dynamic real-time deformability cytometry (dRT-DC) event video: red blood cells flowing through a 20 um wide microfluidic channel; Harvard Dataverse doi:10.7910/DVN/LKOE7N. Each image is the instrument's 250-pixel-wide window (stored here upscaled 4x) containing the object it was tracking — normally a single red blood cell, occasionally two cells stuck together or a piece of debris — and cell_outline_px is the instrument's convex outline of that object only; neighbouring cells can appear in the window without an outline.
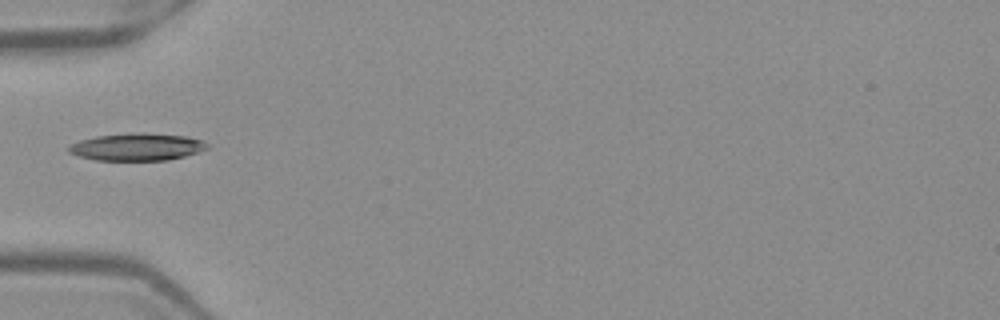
{"species": "Egyptian fruit bat (a non-hibernating species)", "species_latin": "Rousettus aegyptiacus", "temperature_condition": "warm", "stored_images_in_passage": 35, "camera_frame_rate_fps": 3000, "um_per_image_px": 0.085, "frame": {"image": 1, "passage_image": 1, "time_ms": 0.0, "image_size_px": [1000, 320], "cell_outline_px": [[208, 148], [184, 156], [168, 160], [96, 160], [80, 156], [68, 152], [68, 148], [72, 144], [80, 140], [96, 136], [136, 132], [144, 132], [188, 136], [204, 140], [208, 144]], "centroid_in_image_um": [11.67, 12.47], "position_along_channel_um": 73.3, "area_um2": 22.08}}
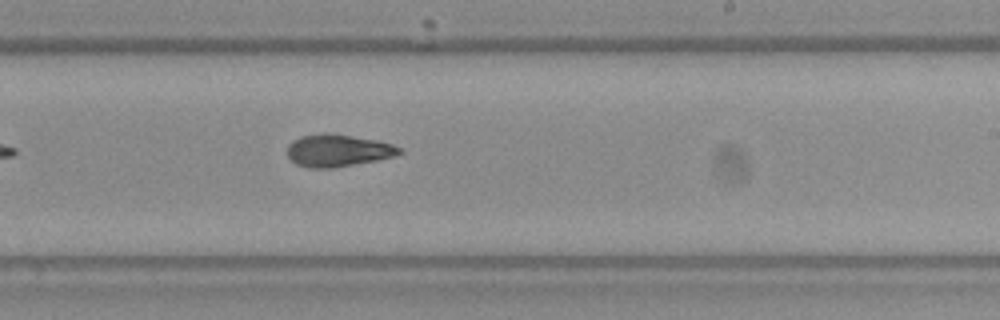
{"frame": {"image": 2, "passage_image": 15, "time_ms": 4.667, "image_size_px": [1000, 320], "cell_outline_px": [[404, 152], [396, 156], [376, 160], [332, 168], [308, 168], [296, 164], [288, 156], [288, 144], [292, 140], [300, 136], [328, 132], [376, 140], [392, 144], [404, 148]], "centroid_in_image_um": [28.74, 12.79], "position_along_channel_um": 260.3, "area_um2": 21.21}}
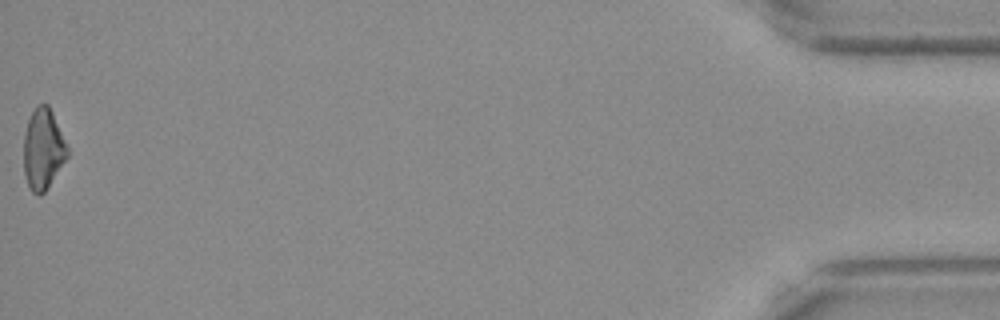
{"frame": {"image": 3, "passage_image": 35, "time_ms": 11.333, "image_size_px": [1000, 320], "cell_outline_px": [[68, 156], [48, 188], [40, 196], [32, 192], [28, 188], [24, 172], [24, 132], [28, 120], [36, 104], [48, 104], [52, 112], [68, 148]], "centroid_in_image_um": [3.65, 12.7], "position_along_channel_um": 431.6, "area_um2": 20.58}, "authors_computed_cell_mechanics": {"area_um2": 20.9236, "velocity_mm_per_s": 3.9905, "shape_relaxation_time_tau1_ms": 5.4768, "shape_relaxation_time_tau2_ms": 8.4842, "deformation_change_tau1": 0.149, "deformation_change_tau2": 0.1696}}